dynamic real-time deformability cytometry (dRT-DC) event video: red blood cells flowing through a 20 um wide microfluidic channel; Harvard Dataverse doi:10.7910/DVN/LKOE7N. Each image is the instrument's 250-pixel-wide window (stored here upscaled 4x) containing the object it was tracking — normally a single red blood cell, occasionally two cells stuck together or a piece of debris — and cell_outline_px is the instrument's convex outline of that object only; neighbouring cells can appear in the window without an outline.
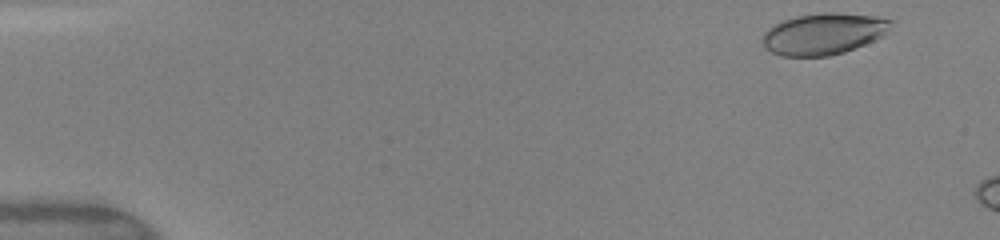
{"species": "human", "species_latin": "Homo sapiens", "temperature_condition": "warm", "stored_images_in_passage": 8, "camera_frame_rate_fps": 3000, "um_per_image_px": 0.085, "donor": {"sex": "female"}, "frame": {"image": 1, "passage_image": 2, "time_ms": 0.333, "image_size_px": [1000, 240], "cell_outline_px": [[892, 20], [888, 32], [884, 36], [856, 48], [844, 52], [828, 56], [780, 56], [764, 48], [760, 40], [764, 32], [772, 24], [796, 16], [820, 12], [836, 12], [872, 16]], "centroid_in_image_um": [69.96, 2.88], "position_along_channel_um": 15.0, "area_um2": 31.33}}